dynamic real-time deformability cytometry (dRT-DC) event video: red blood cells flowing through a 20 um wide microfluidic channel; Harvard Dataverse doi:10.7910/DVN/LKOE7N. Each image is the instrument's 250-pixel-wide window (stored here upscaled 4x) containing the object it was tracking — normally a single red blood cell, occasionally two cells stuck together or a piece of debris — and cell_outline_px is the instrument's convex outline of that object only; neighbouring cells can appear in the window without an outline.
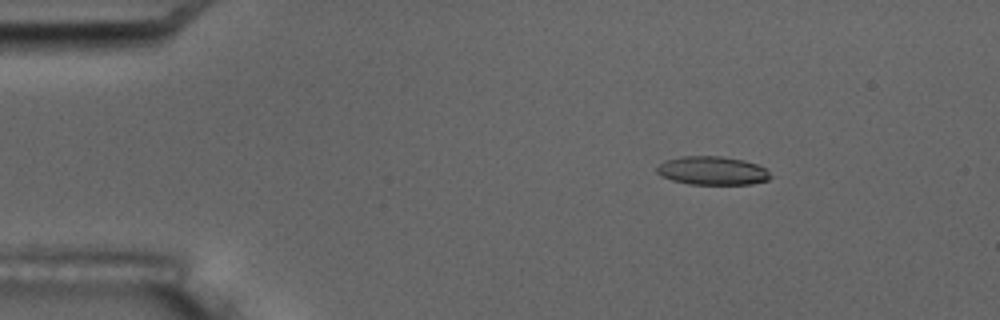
{"species": "common noctule bat (a hibernating species)", "species_latin": "Nyctalus noctula", "temperature_condition": "room temperature", "stored_images_in_passage": 9, "camera_frame_rate_fps": 3000, "um_per_image_px": 0.085, "animal": {"sex": "male", "body_mass_g": 17.5, "forearm_length_mm": 52.3}, "frame": {"image": 1, "passage_image": 3, "time_ms": 2.333, "image_size_px": [1000, 320], "cell_outline_px": [[772, 176], [768, 180], [752, 184], [688, 184], [672, 180], [660, 176], [656, 172], [656, 168], [664, 160], [680, 156], [720, 156], [744, 160], [756, 164], [764, 168]], "centroid_in_image_um": [60.51, 14.5], "position_along_channel_um": 24.5, "area_um2": 18.96}}
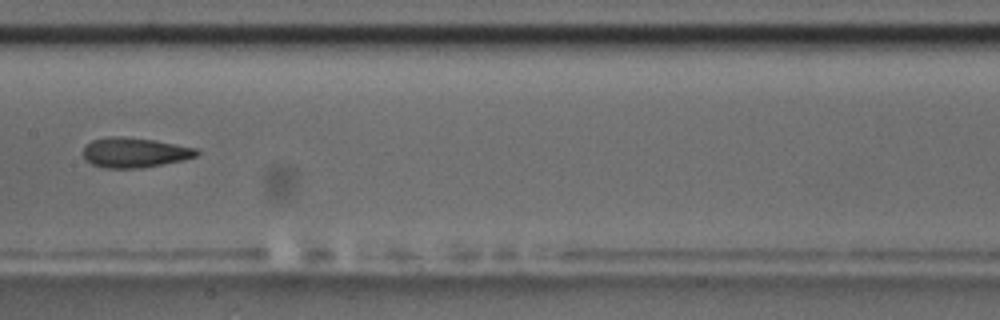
{"frame": {"image": 2, "passage_image": 9, "time_ms": 9.333, "image_size_px": [1000, 320], "cell_outline_px": [[200, 152], [196, 156], [180, 160], [140, 168], [108, 168], [92, 164], [84, 156], [84, 144], [92, 140], [108, 136], [120, 136], [156, 140], [196, 148]], "centroid_in_image_um": [11.42, 12.94], "position_along_channel_um": 196.0, "area_um2": 19.59}}